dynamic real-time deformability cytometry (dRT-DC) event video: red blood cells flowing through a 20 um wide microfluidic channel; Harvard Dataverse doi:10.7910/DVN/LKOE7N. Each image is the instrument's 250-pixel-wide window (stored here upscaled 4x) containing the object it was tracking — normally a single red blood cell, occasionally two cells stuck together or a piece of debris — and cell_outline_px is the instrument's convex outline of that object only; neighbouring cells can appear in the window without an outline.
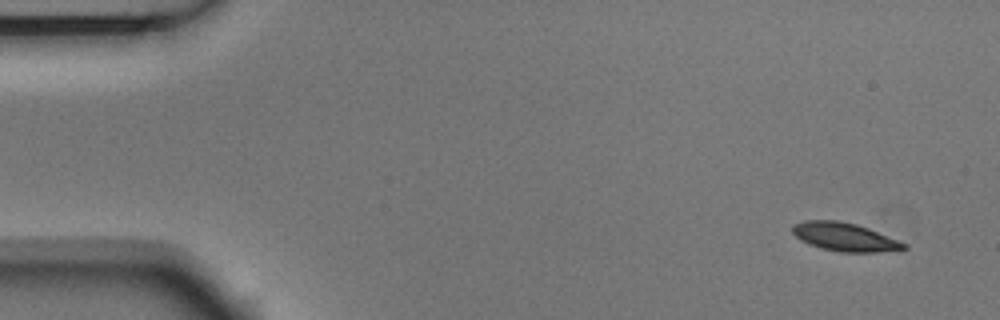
{"species": "Egyptian fruit bat (a non-hibernating species)", "species_latin": "Rousettus aegyptiacus", "temperature_condition": "room temperature", "stored_images_in_passage": 5, "camera_frame_rate_fps": 3000, "um_per_image_px": 0.085, "animal": {"sex": "male"}, "frame": {"image": 1, "passage_image": 1, "time_ms": 0.0, "image_size_px": [1000, 320], "cell_outline_px": [[908, 248], [876, 252], [840, 252], [820, 248], [808, 244], [800, 240], [792, 232], [792, 224], [804, 220], [840, 220], [856, 224], [868, 228], [908, 244]], "centroid_in_image_um": [71.76, 20.13], "position_along_channel_um": 13.2, "area_um2": 18.5}}
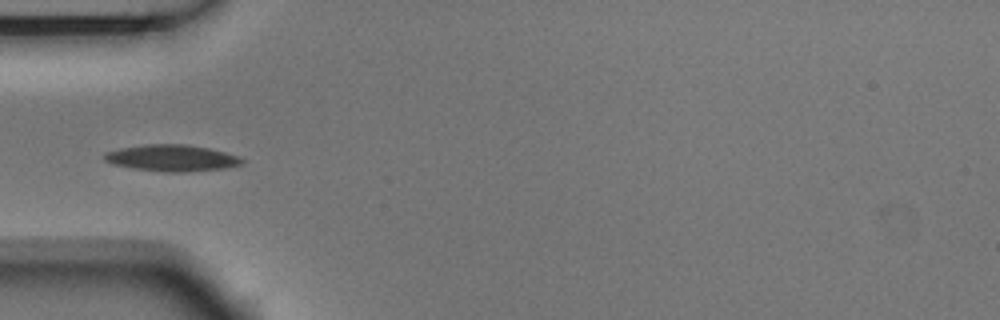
{"frame": {"image": 2, "passage_image": 5, "time_ms": 1.333, "image_size_px": [1000, 320], "cell_outline_px": [[244, 164], [224, 168], [184, 172], [164, 172], [132, 168], [112, 164], [104, 160], [104, 152], [120, 148], [144, 144], [188, 144], [208, 148], [240, 156], [244, 160]], "centroid_in_image_um": [14.6, 13.43], "position_along_channel_um": 70.4, "area_um2": 21.39}}